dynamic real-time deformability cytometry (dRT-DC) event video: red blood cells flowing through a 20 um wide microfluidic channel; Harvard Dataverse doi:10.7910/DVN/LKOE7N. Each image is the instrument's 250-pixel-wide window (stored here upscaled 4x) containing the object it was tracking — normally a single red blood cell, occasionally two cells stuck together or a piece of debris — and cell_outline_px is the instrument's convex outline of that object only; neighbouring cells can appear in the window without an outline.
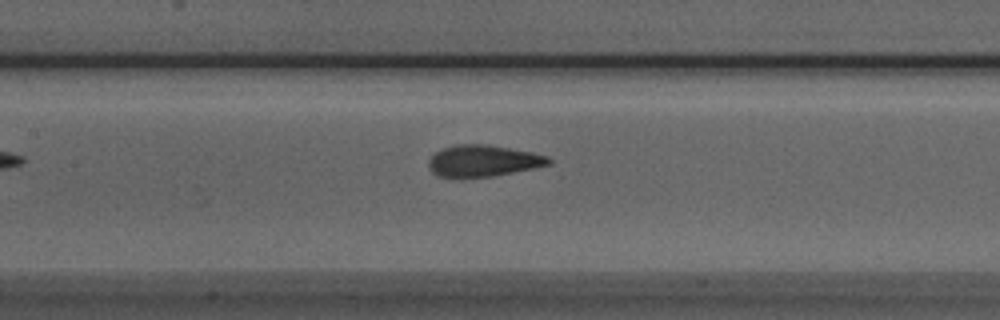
{"species": "Egyptian fruit bat (a non-hibernating species)", "species_latin": "Rousettus aegyptiacus", "temperature_condition": "room temperature", "stored_images_in_passage": 24, "camera_frame_rate_fps": 3000, "um_per_image_px": 0.085, "animal": {"sex": "male"}, "frame": {"image": 1, "passage_image": 8, "time_ms": 2.333, "image_size_px": [1000, 320], "cell_outline_px": [[552, 164], [492, 176], [436, 176], [432, 172], [428, 164], [428, 160], [436, 152], [444, 148], [456, 144], [484, 144], [532, 152], [548, 156], [552, 160]], "centroid_in_image_um": [41.08, 13.65], "position_along_channel_um": 166.3, "area_um2": 21.62}}
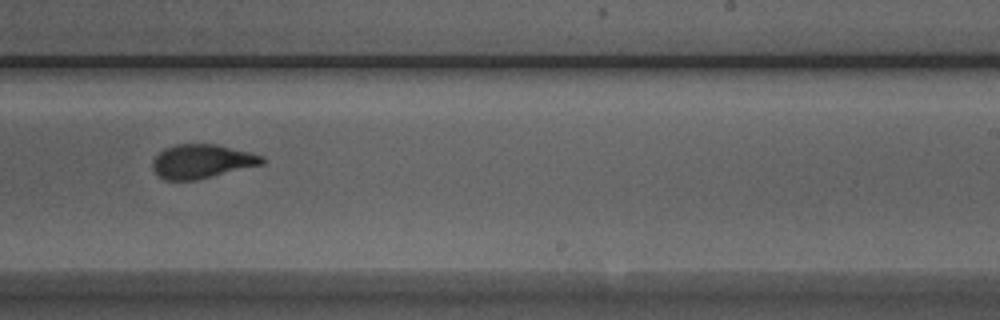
{"frame": {"image": 2, "passage_image": 16, "time_ms": 5.0, "image_size_px": [1000, 320], "cell_outline_px": [[268, 160], [264, 164], [196, 180], [164, 180], [152, 168], [152, 160], [164, 148], [176, 144], [216, 144], [252, 152], [264, 156]], "centroid_in_image_um": [17.2, 13.71], "position_along_channel_um": 271.8, "area_um2": 21.85}}
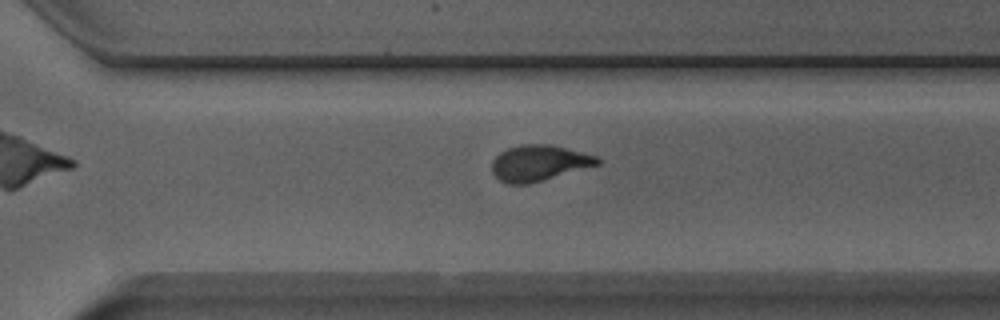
{"frame": {"image": 3, "passage_image": 20, "time_ms": 6.333, "image_size_px": [1000, 320], "cell_outline_px": [[600, 164], [528, 184], [508, 184], [500, 180], [492, 172], [492, 160], [500, 152], [508, 148], [520, 144], [548, 144], [596, 156], [600, 160]], "centroid_in_image_um": [45.77, 13.86], "position_along_channel_um": 324.8, "area_um2": 21.73}}